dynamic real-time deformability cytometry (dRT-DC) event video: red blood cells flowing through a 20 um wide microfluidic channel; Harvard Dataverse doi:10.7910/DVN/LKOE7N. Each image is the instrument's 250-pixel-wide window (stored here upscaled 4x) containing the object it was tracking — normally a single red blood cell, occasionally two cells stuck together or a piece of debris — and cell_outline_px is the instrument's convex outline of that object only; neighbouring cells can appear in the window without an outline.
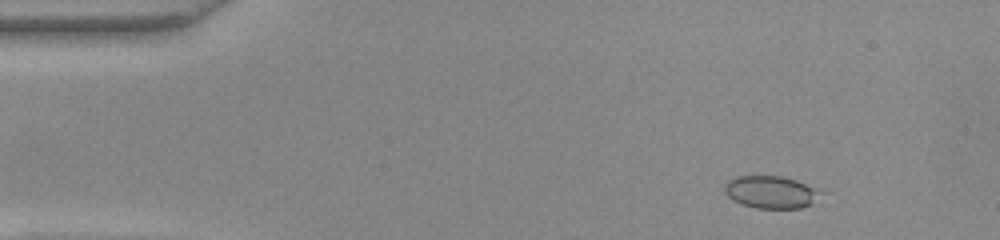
{"species": "common noctule bat (a hibernating species)", "species_latin": "Nyctalus noctula", "temperature_condition": "warm", "stored_images_in_passage": 48, "camera_frame_rate_fps": 3000, "um_per_image_px": 0.085, "animal": {"sex": "female", "body_mass_g": 22.0, "forearm_length_mm": 56.7}, "frame": {"image": 1, "passage_image": 2, "time_ms": 0.333, "image_size_px": [1000, 240], "cell_outline_px": [[812, 204], [800, 208], [756, 208], [732, 200], [724, 192], [724, 184], [728, 180], [736, 176], [780, 176], [796, 180], [812, 188]], "centroid_in_image_um": [65.34, 16.32], "position_along_channel_um": 19.7, "area_um2": 17.34}}
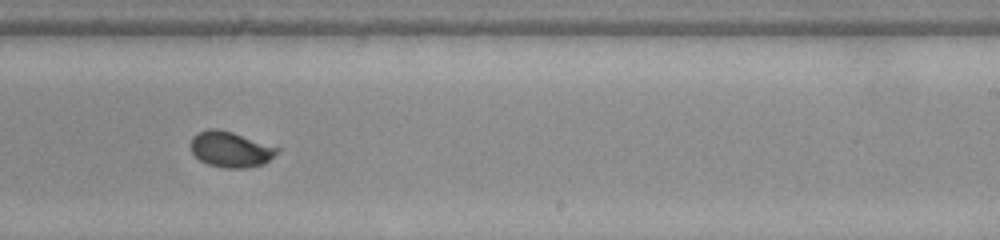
{"frame": {"image": 2, "passage_image": 28, "time_ms": 9.0, "image_size_px": [1000, 240], "cell_outline_px": [[280, 148], [264, 164], [244, 168], [224, 168], [208, 164], [200, 160], [192, 152], [192, 136], [208, 128], [220, 128]], "centroid_in_image_um": [19.58, 12.69], "position_along_channel_um": 269.4, "area_um2": 17.69}}
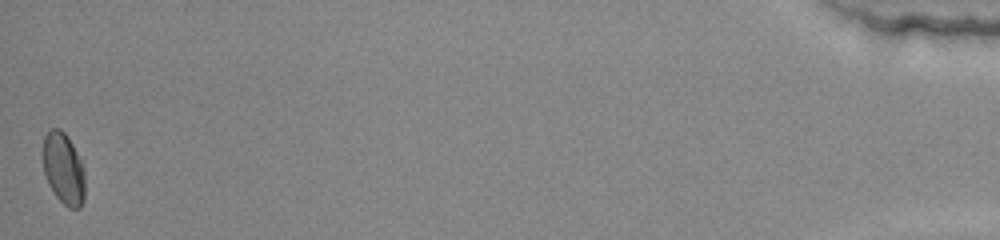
{"frame": {"image": 3, "passage_image": 48, "time_ms": 15.667, "image_size_px": [1000, 240], "cell_outline_px": [[84, 200], [80, 208], [68, 208], [56, 196], [48, 184], [44, 172], [44, 136], [52, 128], [60, 128], [68, 136], [80, 160], [84, 172]], "centroid_in_image_um": [5.41, 14.35], "position_along_channel_um": 429.8, "area_um2": 17.28}, "authors_computed_cell_mechanics": {"area_um2": 17.7735, "velocity_mm_per_s": 3.9048, "shape_relaxation_time_tau1_ms": 5.4175, "shape_relaxation_time_tau2_ms": null, "deformation_change_tau1": 0.18, "deformation_change_tau2": null}}